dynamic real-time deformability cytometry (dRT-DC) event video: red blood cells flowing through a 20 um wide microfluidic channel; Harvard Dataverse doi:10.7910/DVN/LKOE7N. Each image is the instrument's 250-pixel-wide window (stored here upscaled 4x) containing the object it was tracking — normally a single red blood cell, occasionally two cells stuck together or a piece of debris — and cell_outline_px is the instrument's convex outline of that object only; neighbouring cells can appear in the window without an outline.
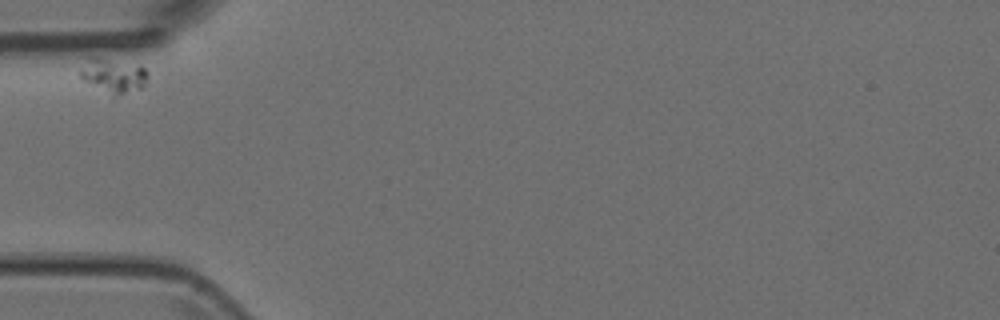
{"species": "Egyptian fruit bat (a non-hibernating species)", "species_latin": "Rousettus aegyptiacus", "temperature_condition": "room temperature", "stored_images_in_passage": 3, "camera_frame_rate_fps": 3000, "um_per_image_px": 0.085, "animal": {"sex": "female"}, "frame": {"image": 1, "passage_image": 1, "time_ms": 0.0, "image_size_px": [1000, 320], "cell_outline_px": [[148, 76], [144, 84], [140, 88], [112, 100], [84, 80], [80, 76], [80, 72], [92, 60], [104, 60], [144, 68], [148, 72]], "centroid_in_image_um": [9.68, 6.6], "position_along_channel_um": 75.3, "area_um2": 12.83}}
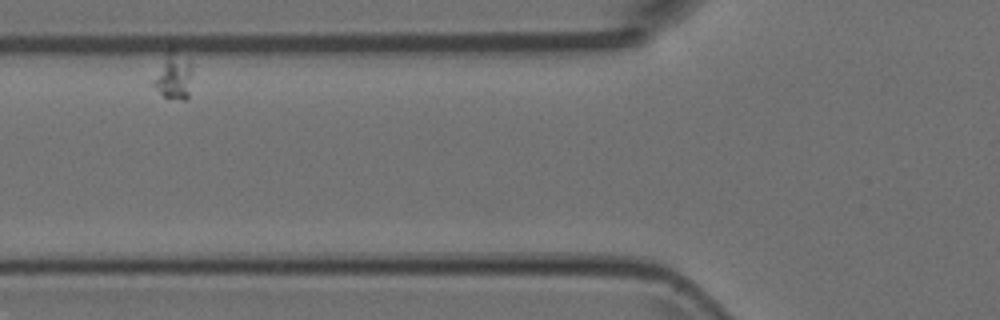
{"frame": {"image": 2, "passage_image": 2, "time_ms": 0.333, "image_size_px": [1000, 320], "cell_outline_px": [[192, 68], [188, 96], [184, 100], [164, 96], [148, 84], [168, 52], [172, 48], [192, 64]], "centroid_in_image_um": [14.7, 6.5], "position_along_channel_um": 111.1, "area_um2": 10.4}}